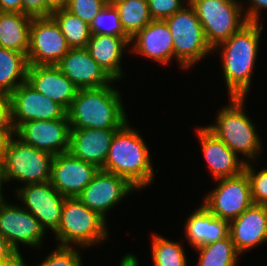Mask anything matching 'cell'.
Instances as JSON below:
<instances>
[{
    "instance_id": "obj_11",
    "label": "cell",
    "mask_w": 267,
    "mask_h": 266,
    "mask_svg": "<svg viewBox=\"0 0 267 266\" xmlns=\"http://www.w3.org/2000/svg\"><path fill=\"white\" fill-rule=\"evenodd\" d=\"M9 99L14 130L22 123L33 120L68 119L67 111L61 105L37 92L27 81L19 85Z\"/></svg>"
},
{
    "instance_id": "obj_29",
    "label": "cell",
    "mask_w": 267,
    "mask_h": 266,
    "mask_svg": "<svg viewBox=\"0 0 267 266\" xmlns=\"http://www.w3.org/2000/svg\"><path fill=\"white\" fill-rule=\"evenodd\" d=\"M60 26L70 49L86 48L90 38V25L67 11L58 10L51 15Z\"/></svg>"
},
{
    "instance_id": "obj_43",
    "label": "cell",
    "mask_w": 267,
    "mask_h": 266,
    "mask_svg": "<svg viewBox=\"0 0 267 266\" xmlns=\"http://www.w3.org/2000/svg\"><path fill=\"white\" fill-rule=\"evenodd\" d=\"M121 259L119 266H139L137 256L134 254L126 253Z\"/></svg>"
},
{
    "instance_id": "obj_25",
    "label": "cell",
    "mask_w": 267,
    "mask_h": 266,
    "mask_svg": "<svg viewBox=\"0 0 267 266\" xmlns=\"http://www.w3.org/2000/svg\"><path fill=\"white\" fill-rule=\"evenodd\" d=\"M32 19L24 13L0 12V47L27 56Z\"/></svg>"
},
{
    "instance_id": "obj_27",
    "label": "cell",
    "mask_w": 267,
    "mask_h": 266,
    "mask_svg": "<svg viewBox=\"0 0 267 266\" xmlns=\"http://www.w3.org/2000/svg\"><path fill=\"white\" fill-rule=\"evenodd\" d=\"M194 249L200 255L197 266H237L241 255L230 236Z\"/></svg>"
},
{
    "instance_id": "obj_24",
    "label": "cell",
    "mask_w": 267,
    "mask_h": 266,
    "mask_svg": "<svg viewBox=\"0 0 267 266\" xmlns=\"http://www.w3.org/2000/svg\"><path fill=\"white\" fill-rule=\"evenodd\" d=\"M184 226L186 240L192 248L204 246L229 236V221L217 218L203 205L188 216Z\"/></svg>"
},
{
    "instance_id": "obj_35",
    "label": "cell",
    "mask_w": 267,
    "mask_h": 266,
    "mask_svg": "<svg viewBox=\"0 0 267 266\" xmlns=\"http://www.w3.org/2000/svg\"><path fill=\"white\" fill-rule=\"evenodd\" d=\"M186 1V4H183ZM153 20H165L181 10L189 0H147Z\"/></svg>"
},
{
    "instance_id": "obj_26",
    "label": "cell",
    "mask_w": 267,
    "mask_h": 266,
    "mask_svg": "<svg viewBox=\"0 0 267 266\" xmlns=\"http://www.w3.org/2000/svg\"><path fill=\"white\" fill-rule=\"evenodd\" d=\"M28 66L24 53L0 47V94L9 96L27 81Z\"/></svg>"
},
{
    "instance_id": "obj_22",
    "label": "cell",
    "mask_w": 267,
    "mask_h": 266,
    "mask_svg": "<svg viewBox=\"0 0 267 266\" xmlns=\"http://www.w3.org/2000/svg\"><path fill=\"white\" fill-rule=\"evenodd\" d=\"M117 130L71 129L69 152L74 157L102 169L108 156L112 138Z\"/></svg>"
},
{
    "instance_id": "obj_42",
    "label": "cell",
    "mask_w": 267,
    "mask_h": 266,
    "mask_svg": "<svg viewBox=\"0 0 267 266\" xmlns=\"http://www.w3.org/2000/svg\"><path fill=\"white\" fill-rule=\"evenodd\" d=\"M15 133H0V165H3L6 146Z\"/></svg>"
},
{
    "instance_id": "obj_1",
    "label": "cell",
    "mask_w": 267,
    "mask_h": 266,
    "mask_svg": "<svg viewBox=\"0 0 267 266\" xmlns=\"http://www.w3.org/2000/svg\"><path fill=\"white\" fill-rule=\"evenodd\" d=\"M263 28L260 23L248 22L213 49V52L221 50L222 73L229 97L247 98Z\"/></svg>"
},
{
    "instance_id": "obj_37",
    "label": "cell",
    "mask_w": 267,
    "mask_h": 266,
    "mask_svg": "<svg viewBox=\"0 0 267 266\" xmlns=\"http://www.w3.org/2000/svg\"><path fill=\"white\" fill-rule=\"evenodd\" d=\"M0 133H15L11 121L10 99L4 94H0Z\"/></svg>"
},
{
    "instance_id": "obj_7",
    "label": "cell",
    "mask_w": 267,
    "mask_h": 266,
    "mask_svg": "<svg viewBox=\"0 0 267 266\" xmlns=\"http://www.w3.org/2000/svg\"><path fill=\"white\" fill-rule=\"evenodd\" d=\"M212 49L238 32L247 20L238 0H189Z\"/></svg>"
},
{
    "instance_id": "obj_14",
    "label": "cell",
    "mask_w": 267,
    "mask_h": 266,
    "mask_svg": "<svg viewBox=\"0 0 267 266\" xmlns=\"http://www.w3.org/2000/svg\"><path fill=\"white\" fill-rule=\"evenodd\" d=\"M134 190L137 189L125 178L99 169L77 198L106 220L107 212L116 207L124 197L135 192Z\"/></svg>"
},
{
    "instance_id": "obj_28",
    "label": "cell",
    "mask_w": 267,
    "mask_h": 266,
    "mask_svg": "<svg viewBox=\"0 0 267 266\" xmlns=\"http://www.w3.org/2000/svg\"><path fill=\"white\" fill-rule=\"evenodd\" d=\"M124 32L132 38L153 19L147 0H122L114 4Z\"/></svg>"
},
{
    "instance_id": "obj_5",
    "label": "cell",
    "mask_w": 267,
    "mask_h": 266,
    "mask_svg": "<svg viewBox=\"0 0 267 266\" xmlns=\"http://www.w3.org/2000/svg\"><path fill=\"white\" fill-rule=\"evenodd\" d=\"M108 222L89 209L77 197L65 198L57 231L54 233L59 246L94 247L108 239Z\"/></svg>"
},
{
    "instance_id": "obj_15",
    "label": "cell",
    "mask_w": 267,
    "mask_h": 266,
    "mask_svg": "<svg viewBox=\"0 0 267 266\" xmlns=\"http://www.w3.org/2000/svg\"><path fill=\"white\" fill-rule=\"evenodd\" d=\"M70 132L68 119L33 120L22 123L15 135L24 143L55 156L69 152Z\"/></svg>"
},
{
    "instance_id": "obj_4",
    "label": "cell",
    "mask_w": 267,
    "mask_h": 266,
    "mask_svg": "<svg viewBox=\"0 0 267 266\" xmlns=\"http://www.w3.org/2000/svg\"><path fill=\"white\" fill-rule=\"evenodd\" d=\"M228 105L217 111L215 124L205 126L222 140L238 157L245 156V163L256 162L262 152L261 137L255 123L244 112L246 97H229ZM252 160V161H251Z\"/></svg>"
},
{
    "instance_id": "obj_33",
    "label": "cell",
    "mask_w": 267,
    "mask_h": 266,
    "mask_svg": "<svg viewBox=\"0 0 267 266\" xmlns=\"http://www.w3.org/2000/svg\"><path fill=\"white\" fill-rule=\"evenodd\" d=\"M253 165L249 162L244 168L250 180L253 203L267 206V168L257 172Z\"/></svg>"
},
{
    "instance_id": "obj_18",
    "label": "cell",
    "mask_w": 267,
    "mask_h": 266,
    "mask_svg": "<svg viewBox=\"0 0 267 266\" xmlns=\"http://www.w3.org/2000/svg\"><path fill=\"white\" fill-rule=\"evenodd\" d=\"M57 66L78 89L114 84V80L90 56L86 48L70 49Z\"/></svg>"
},
{
    "instance_id": "obj_39",
    "label": "cell",
    "mask_w": 267,
    "mask_h": 266,
    "mask_svg": "<svg viewBox=\"0 0 267 266\" xmlns=\"http://www.w3.org/2000/svg\"><path fill=\"white\" fill-rule=\"evenodd\" d=\"M250 1L249 5L247 6L248 8L244 12L245 18L247 22L251 23H261L259 21L261 11L262 10H267V0H248Z\"/></svg>"
},
{
    "instance_id": "obj_13",
    "label": "cell",
    "mask_w": 267,
    "mask_h": 266,
    "mask_svg": "<svg viewBox=\"0 0 267 266\" xmlns=\"http://www.w3.org/2000/svg\"><path fill=\"white\" fill-rule=\"evenodd\" d=\"M0 232L21 256L20 244L41 249L46 234L34 215L22 205L17 206L9 202L0 206Z\"/></svg>"
},
{
    "instance_id": "obj_16",
    "label": "cell",
    "mask_w": 267,
    "mask_h": 266,
    "mask_svg": "<svg viewBox=\"0 0 267 266\" xmlns=\"http://www.w3.org/2000/svg\"><path fill=\"white\" fill-rule=\"evenodd\" d=\"M99 168L74 157L70 152L55 155L50 183L64 197H77L93 180Z\"/></svg>"
},
{
    "instance_id": "obj_31",
    "label": "cell",
    "mask_w": 267,
    "mask_h": 266,
    "mask_svg": "<svg viewBox=\"0 0 267 266\" xmlns=\"http://www.w3.org/2000/svg\"><path fill=\"white\" fill-rule=\"evenodd\" d=\"M90 31L96 35L128 36L122 28L116 7L111 4H106L94 17Z\"/></svg>"
},
{
    "instance_id": "obj_23",
    "label": "cell",
    "mask_w": 267,
    "mask_h": 266,
    "mask_svg": "<svg viewBox=\"0 0 267 266\" xmlns=\"http://www.w3.org/2000/svg\"><path fill=\"white\" fill-rule=\"evenodd\" d=\"M130 41L129 36L92 34L86 49L114 81H120L125 76L121 68L123 52L128 46L130 47Z\"/></svg>"
},
{
    "instance_id": "obj_30",
    "label": "cell",
    "mask_w": 267,
    "mask_h": 266,
    "mask_svg": "<svg viewBox=\"0 0 267 266\" xmlns=\"http://www.w3.org/2000/svg\"><path fill=\"white\" fill-rule=\"evenodd\" d=\"M151 239L154 266H188L187 255L180 242L171 241L158 234H152Z\"/></svg>"
},
{
    "instance_id": "obj_12",
    "label": "cell",
    "mask_w": 267,
    "mask_h": 266,
    "mask_svg": "<svg viewBox=\"0 0 267 266\" xmlns=\"http://www.w3.org/2000/svg\"><path fill=\"white\" fill-rule=\"evenodd\" d=\"M15 191L17 200L23 202L22 207L38 219L45 232L49 229L54 234L59 227L66 197L61 195L50 181L23 185Z\"/></svg>"
},
{
    "instance_id": "obj_38",
    "label": "cell",
    "mask_w": 267,
    "mask_h": 266,
    "mask_svg": "<svg viewBox=\"0 0 267 266\" xmlns=\"http://www.w3.org/2000/svg\"><path fill=\"white\" fill-rule=\"evenodd\" d=\"M22 13L31 17H49L52 15L45 6V0H22Z\"/></svg>"
},
{
    "instance_id": "obj_2",
    "label": "cell",
    "mask_w": 267,
    "mask_h": 266,
    "mask_svg": "<svg viewBox=\"0 0 267 266\" xmlns=\"http://www.w3.org/2000/svg\"><path fill=\"white\" fill-rule=\"evenodd\" d=\"M129 124L127 121L115 132L102 170L125 178L140 191L151 186L155 172L147 144L141 133Z\"/></svg>"
},
{
    "instance_id": "obj_10",
    "label": "cell",
    "mask_w": 267,
    "mask_h": 266,
    "mask_svg": "<svg viewBox=\"0 0 267 266\" xmlns=\"http://www.w3.org/2000/svg\"><path fill=\"white\" fill-rule=\"evenodd\" d=\"M70 47L52 16L33 17L30 26L28 65H57Z\"/></svg>"
},
{
    "instance_id": "obj_8",
    "label": "cell",
    "mask_w": 267,
    "mask_h": 266,
    "mask_svg": "<svg viewBox=\"0 0 267 266\" xmlns=\"http://www.w3.org/2000/svg\"><path fill=\"white\" fill-rule=\"evenodd\" d=\"M54 155L24 143L15 134L10 138L3 162L7 181L23 185L50 181Z\"/></svg>"
},
{
    "instance_id": "obj_19",
    "label": "cell",
    "mask_w": 267,
    "mask_h": 266,
    "mask_svg": "<svg viewBox=\"0 0 267 266\" xmlns=\"http://www.w3.org/2000/svg\"><path fill=\"white\" fill-rule=\"evenodd\" d=\"M131 51L161 65H168L174 58L172 34L165 20H152L130 41Z\"/></svg>"
},
{
    "instance_id": "obj_17",
    "label": "cell",
    "mask_w": 267,
    "mask_h": 266,
    "mask_svg": "<svg viewBox=\"0 0 267 266\" xmlns=\"http://www.w3.org/2000/svg\"><path fill=\"white\" fill-rule=\"evenodd\" d=\"M203 158L213 179L234 177L245 168V160L239 158L222 140L205 126L196 129Z\"/></svg>"
},
{
    "instance_id": "obj_20",
    "label": "cell",
    "mask_w": 267,
    "mask_h": 266,
    "mask_svg": "<svg viewBox=\"0 0 267 266\" xmlns=\"http://www.w3.org/2000/svg\"><path fill=\"white\" fill-rule=\"evenodd\" d=\"M229 236L240 254L266 243L267 206L253 204L229 221Z\"/></svg>"
},
{
    "instance_id": "obj_3",
    "label": "cell",
    "mask_w": 267,
    "mask_h": 266,
    "mask_svg": "<svg viewBox=\"0 0 267 266\" xmlns=\"http://www.w3.org/2000/svg\"><path fill=\"white\" fill-rule=\"evenodd\" d=\"M121 93L112 83L100 88L78 89L67 118L71 129H120L127 121Z\"/></svg>"
},
{
    "instance_id": "obj_40",
    "label": "cell",
    "mask_w": 267,
    "mask_h": 266,
    "mask_svg": "<svg viewBox=\"0 0 267 266\" xmlns=\"http://www.w3.org/2000/svg\"><path fill=\"white\" fill-rule=\"evenodd\" d=\"M0 12L22 13V0H0Z\"/></svg>"
},
{
    "instance_id": "obj_36",
    "label": "cell",
    "mask_w": 267,
    "mask_h": 266,
    "mask_svg": "<svg viewBox=\"0 0 267 266\" xmlns=\"http://www.w3.org/2000/svg\"><path fill=\"white\" fill-rule=\"evenodd\" d=\"M24 258L0 232V266H23Z\"/></svg>"
},
{
    "instance_id": "obj_34",
    "label": "cell",
    "mask_w": 267,
    "mask_h": 266,
    "mask_svg": "<svg viewBox=\"0 0 267 266\" xmlns=\"http://www.w3.org/2000/svg\"><path fill=\"white\" fill-rule=\"evenodd\" d=\"M105 6V0H68L66 10L90 25Z\"/></svg>"
},
{
    "instance_id": "obj_21",
    "label": "cell",
    "mask_w": 267,
    "mask_h": 266,
    "mask_svg": "<svg viewBox=\"0 0 267 266\" xmlns=\"http://www.w3.org/2000/svg\"><path fill=\"white\" fill-rule=\"evenodd\" d=\"M27 82L35 90L61 105L66 111L75 98L78 88L57 65H29Z\"/></svg>"
},
{
    "instance_id": "obj_45",
    "label": "cell",
    "mask_w": 267,
    "mask_h": 266,
    "mask_svg": "<svg viewBox=\"0 0 267 266\" xmlns=\"http://www.w3.org/2000/svg\"><path fill=\"white\" fill-rule=\"evenodd\" d=\"M105 1H106V4L114 5L115 3L122 1V0H105Z\"/></svg>"
},
{
    "instance_id": "obj_6",
    "label": "cell",
    "mask_w": 267,
    "mask_h": 266,
    "mask_svg": "<svg viewBox=\"0 0 267 266\" xmlns=\"http://www.w3.org/2000/svg\"><path fill=\"white\" fill-rule=\"evenodd\" d=\"M165 21L172 34L175 60L182 69L188 70L213 52L196 11L189 2Z\"/></svg>"
},
{
    "instance_id": "obj_44",
    "label": "cell",
    "mask_w": 267,
    "mask_h": 266,
    "mask_svg": "<svg viewBox=\"0 0 267 266\" xmlns=\"http://www.w3.org/2000/svg\"><path fill=\"white\" fill-rule=\"evenodd\" d=\"M8 182L6 174L4 172L3 165H0V206L6 204L7 202L5 201L6 199L3 196V184Z\"/></svg>"
},
{
    "instance_id": "obj_41",
    "label": "cell",
    "mask_w": 267,
    "mask_h": 266,
    "mask_svg": "<svg viewBox=\"0 0 267 266\" xmlns=\"http://www.w3.org/2000/svg\"><path fill=\"white\" fill-rule=\"evenodd\" d=\"M68 0H45L46 8L51 12L66 9Z\"/></svg>"
},
{
    "instance_id": "obj_32",
    "label": "cell",
    "mask_w": 267,
    "mask_h": 266,
    "mask_svg": "<svg viewBox=\"0 0 267 266\" xmlns=\"http://www.w3.org/2000/svg\"><path fill=\"white\" fill-rule=\"evenodd\" d=\"M77 248V249H76ZM79 247L57 245L41 263L36 266H83ZM23 266L26 265L23 261Z\"/></svg>"
},
{
    "instance_id": "obj_9",
    "label": "cell",
    "mask_w": 267,
    "mask_h": 266,
    "mask_svg": "<svg viewBox=\"0 0 267 266\" xmlns=\"http://www.w3.org/2000/svg\"><path fill=\"white\" fill-rule=\"evenodd\" d=\"M215 181H218L217 186L206 193L202 205L217 218L231 221L254 204L250 180L245 171Z\"/></svg>"
}]
</instances>
